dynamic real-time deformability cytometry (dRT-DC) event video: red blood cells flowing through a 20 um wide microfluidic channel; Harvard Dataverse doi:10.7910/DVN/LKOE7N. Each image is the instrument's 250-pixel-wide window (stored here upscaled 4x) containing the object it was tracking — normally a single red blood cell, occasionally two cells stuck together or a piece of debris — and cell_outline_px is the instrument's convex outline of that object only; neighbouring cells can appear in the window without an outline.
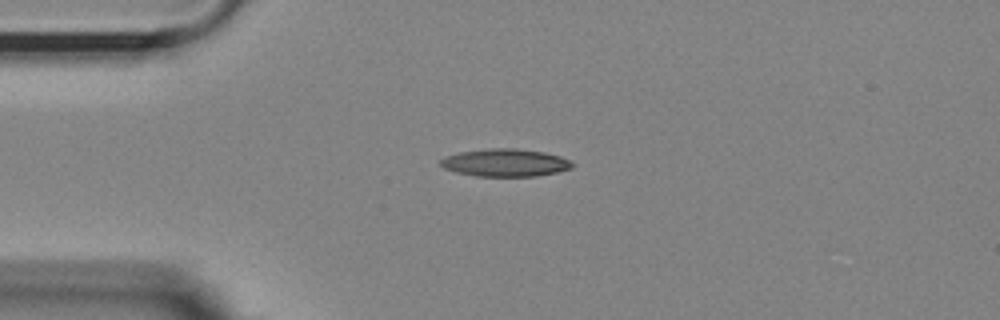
{"species": "Egyptian fruit bat (a non-hibernating species)", "species_latin": "Rousettus aegyptiacus", "temperature_condition": "room temperature", "stored_images_in_passage": 32, "camera_frame_rate_fps": 3000, "um_per_image_px": 0.085, "animal": {"sex": "female"}, "frame": {"image": 1, "passage_image": 1, "time_ms": 0.0, "image_size_px": [1000, 320], "cell_outline_px": [[572, 168], [556, 172], [536, 176], [476, 176], [456, 172], [444, 168], [440, 164], [440, 160], [444, 156], [460, 152], [488, 148], [516, 148], [544, 152], [560, 156], [568, 160], [572, 164]], "centroid_in_image_um": [42.91, 13.82], "position_along_channel_um": 42.1, "area_um2": 21.15}}
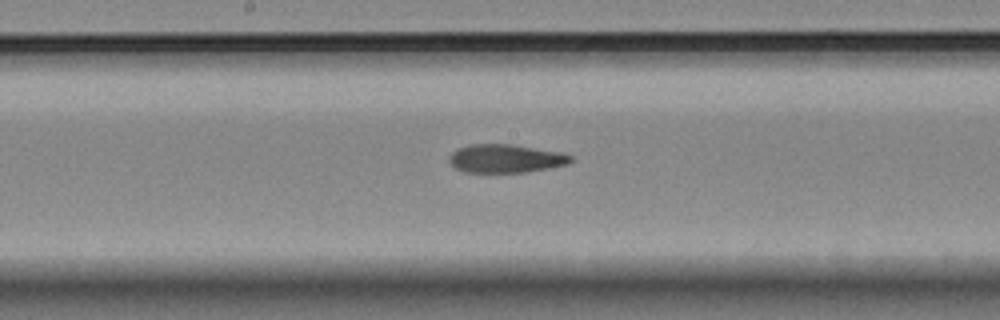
{"frame": {"image": 2, "passage_image": 16, "time_ms": 5.0, "image_size_px": [1000, 320], "cell_outline_px": [[572, 160], [568, 164], [548, 168], [524, 172], [464, 172], [456, 168], [448, 160], [448, 156], [452, 152], [468, 144], [512, 144], [560, 152], [572, 156]], "centroid_in_image_um": [42.96, 13.47], "position_along_channel_um": 205.2, "area_um2": 20.0}}
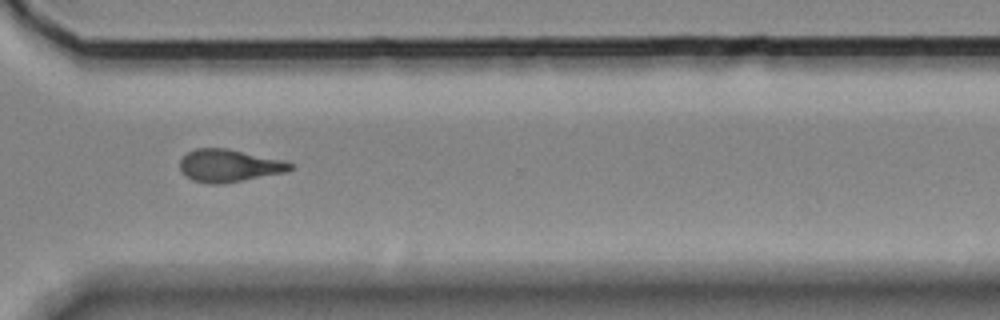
{"frame": {"image": 3, "passage_image": 28, "time_ms": 9.0, "image_size_px": [1000, 320], "cell_outline_px": [[296, 164], [292, 168], [284, 172], [220, 184], [212, 184], [192, 180], [180, 172], [180, 160], [188, 152], [196, 148], [228, 148], [284, 160]], "centroid_in_image_um": [19.46, 14.06], "position_along_channel_um": 351.1, "area_um2": 20.87}, "authors_computed_cell_mechanics": {"area_um2": 20.8658, "velocity_mm_per_s": 3.6499, "shape_relaxation_time_tau1_ms": 10.738, "shape_relaxation_time_tau2_ms": 3.3637, "deformation_change_tau1": 0.2814, "deformation_change_tau2": 0.1144}}